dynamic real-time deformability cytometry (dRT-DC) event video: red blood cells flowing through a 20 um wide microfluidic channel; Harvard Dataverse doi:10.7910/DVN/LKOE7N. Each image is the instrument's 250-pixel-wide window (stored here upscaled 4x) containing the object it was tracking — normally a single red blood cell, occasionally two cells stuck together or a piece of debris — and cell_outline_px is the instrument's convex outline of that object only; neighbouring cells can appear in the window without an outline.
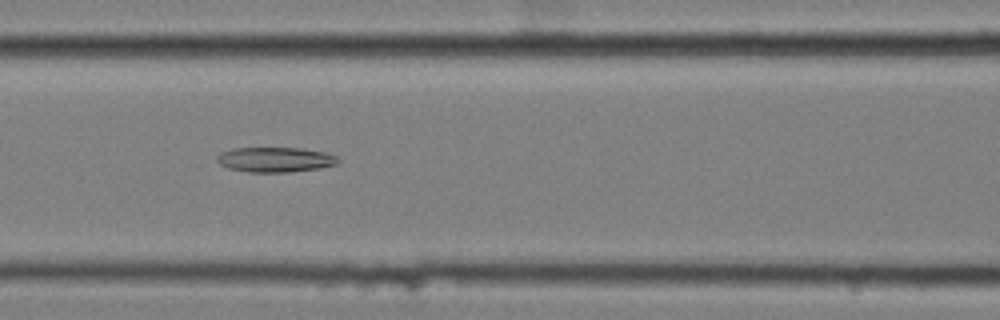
{"species": "common noctule bat (a hibernating species)", "species_latin": "Nyctalus noctula", "temperature_condition": "cold", "stored_images_in_passage": 57, "camera_frame_rate_fps": 3000, "um_per_image_px": 0.085, "animal": {"sex": "female", "body_mass_g": 25.1}, "frame": {"image": 1, "passage_image": 24, "time_ms": 7.667, "image_size_px": [1000, 320], "cell_outline_px": [[340, 160], [336, 164], [320, 168], [288, 172], [248, 172], [228, 168], [220, 164], [216, 160], [216, 156], [220, 152], [232, 148], [300, 148], [324, 152], [336, 156]], "centroid_in_image_um": [23.36, 13.56], "position_along_channel_um": 143.2, "area_um2": 17.63}}
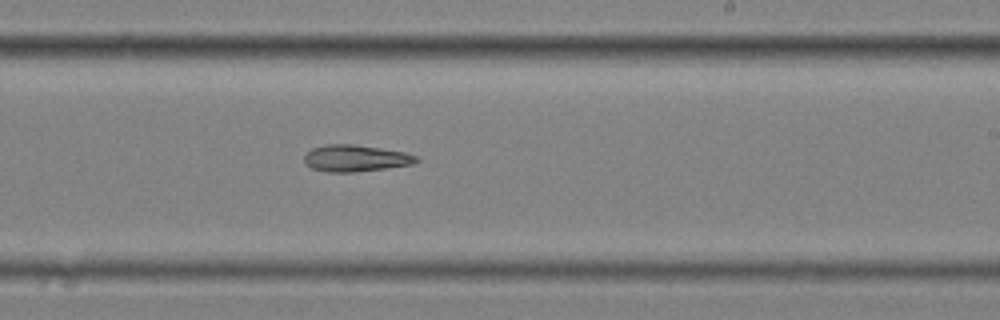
{"frame": {"image": 2, "passage_image": 34, "time_ms": 11.0, "image_size_px": [1000, 320], "cell_outline_px": [[420, 160], [412, 164], [356, 172], [328, 172], [312, 168], [304, 164], [304, 156], [312, 148], [324, 144], [352, 144], [380, 148], [404, 152], [416, 156]], "centroid_in_image_um": [30.18, 13.45], "position_along_channel_um": 258.8, "area_um2": 17.34}}
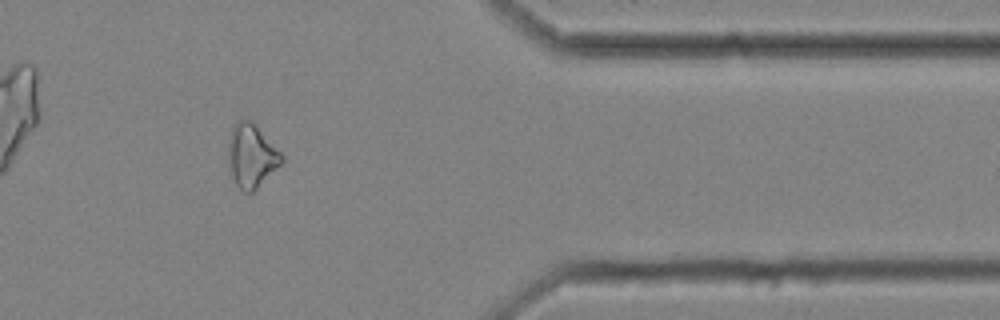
{"frame": {"image": 3, "passage_image": 47, "time_ms": 15.333, "image_size_px": [1000, 320], "cell_outline_px": [[284, 160], [252, 192], [244, 192], [236, 184], [232, 176], [228, 164], [228, 140], [232, 128], [236, 120], [252, 120], [256, 124], [284, 156]], "centroid_in_image_um": [21.35, 13.2], "position_along_channel_um": 390.0, "area_um2": 19.59}}